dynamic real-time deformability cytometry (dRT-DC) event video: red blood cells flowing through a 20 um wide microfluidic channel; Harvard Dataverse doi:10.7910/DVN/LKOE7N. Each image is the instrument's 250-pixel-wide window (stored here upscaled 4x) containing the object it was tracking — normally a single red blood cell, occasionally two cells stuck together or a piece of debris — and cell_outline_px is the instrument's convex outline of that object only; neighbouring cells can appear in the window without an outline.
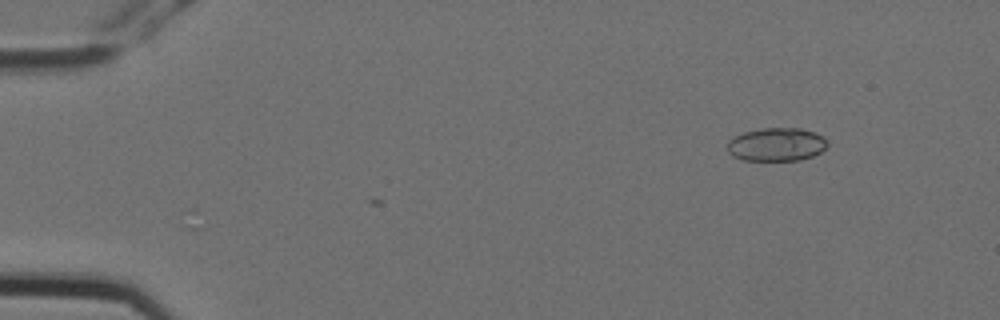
{"species": "Egyptian fruit bat (a non-hibernating species)", "species_latin": "Rousettus aegyptiacus", "temperature_condition": "cold", "stored_images_in_passage": 6, "camera_frame_rate_fps": 3000, "um_per_image_px": 0.085, "animal": {"sex": "female"}, "frame": {"image": 1, "passage_image": 2, "time_ms": 0.333, "image_size_px": [1000, 320], "cell_outline_px": [[828, 144], [820, 152], [812, 156], [800, 160], [744, 160], [732, 156], [728, 152], [728, 140], [732, 136], [744, 132], [760, 128], [800, 128], [816, 132], [824, 136], [828, 140]], "centroid_in_image_um": [66.0, 12.26], "position_along_channel_um": 19.0, "area_um2": 19.65}}
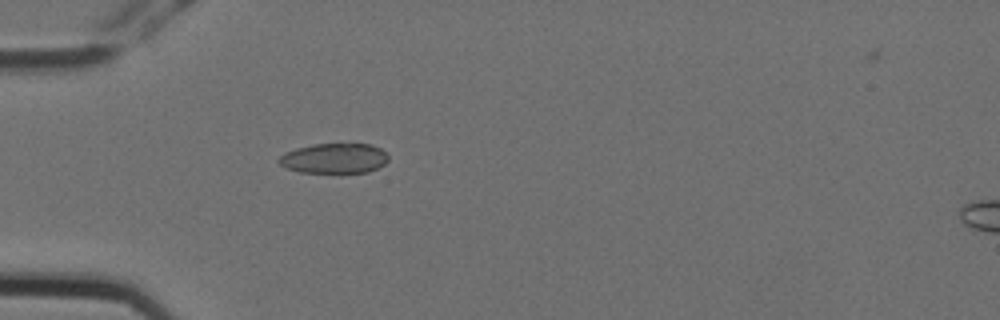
{"frame": {"image": 2, "passage_image": 5, "time_ms": 1.333, "image_size_px": [1000, 320], "cell_outline_px": [[388, 160], [384, 164], [368, 172], [300, 172], [284, 168], [276, 160], [284, 152], [296, 148], [312, 144], [372, 144], [380, 148], [388, 156]], "centroid_in_image_um": [28.37, 13.45], "position_along_channel_um": 56.6, "area_um2": 19.19}}